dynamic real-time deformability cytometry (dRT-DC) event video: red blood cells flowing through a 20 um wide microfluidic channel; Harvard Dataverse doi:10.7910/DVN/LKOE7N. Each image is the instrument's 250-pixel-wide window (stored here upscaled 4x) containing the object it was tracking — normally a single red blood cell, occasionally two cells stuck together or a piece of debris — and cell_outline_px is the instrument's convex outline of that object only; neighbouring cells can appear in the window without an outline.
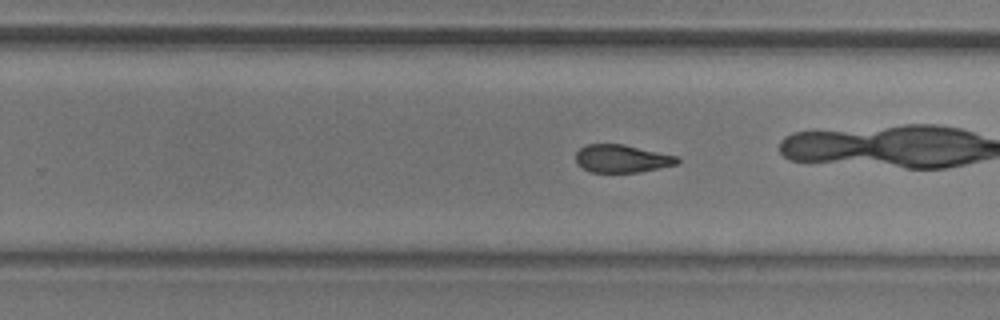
{"species": "common noctule bat (a hibernating species)", "species_latin": "Nyctalus noctula", "temperature_condition": "room temperature", "stored_images_in_passage": 40, "camera_frame_rate_fps": 3000, "um_per_image_px": 0.085, "animal": {"sex": "male", "body_mass_g": 20.5, "forearm_length_mm": 52.5}, "frame": {"image": 1, "passage_image": 18, "time_ms": 5.667, "image_size_px": [1000, 320], "cell_outline_px": [[680, 160], [676, 164], [636, 172], [592, 172], [576, 164], [576, 152], [580, 148], [588, 144], [624, 144], [676, 156]], "centroid_in_image_um": [52.81, 13.47], "position_along_channel_um": 277.0, "area_um2": 16.18}}